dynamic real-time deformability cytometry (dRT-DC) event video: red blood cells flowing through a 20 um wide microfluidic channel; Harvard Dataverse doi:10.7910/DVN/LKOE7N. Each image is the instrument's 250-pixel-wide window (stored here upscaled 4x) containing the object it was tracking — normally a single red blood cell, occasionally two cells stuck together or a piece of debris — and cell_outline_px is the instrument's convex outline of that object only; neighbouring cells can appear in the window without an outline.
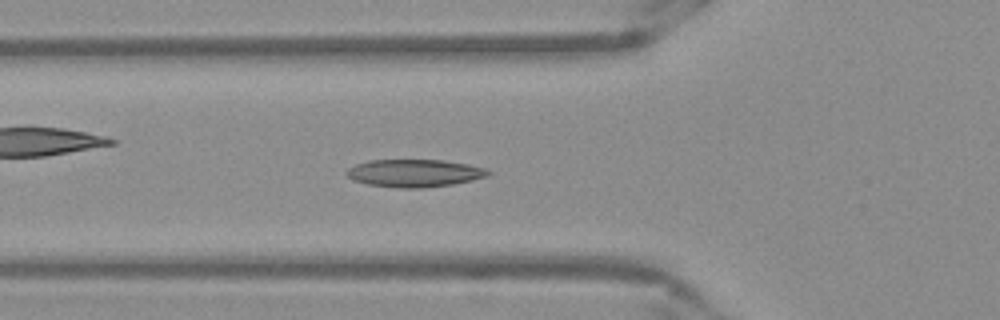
{"species": "Egyptian fruit bat (a non-hibernating species)", "species_latin": "Rousettus aegyptiacus", "temperature_condition": "warm", "stored_images_in_passage": 53, "camera_frame_rate_fps": 3000, "um_per_image_px": 0.085, "frame": {"image": 1, "passage_image": 18, "time_ms": 5.667, "image_size_px": [1000, 320], "cell_outline_px": [[492, 172], [488, 176], [472, 180], [452, 184], [424, 188], [396, 188], [368, 184], [352, 180], [344, 172], [348, 168], [356, 164], [368, 160], [440, 160], [468, 164], [484, 168]], "centroid_in_image_um": [35.2, 14.72], "position_along_channel_um": 90.6, "area_um2": 22.83}}
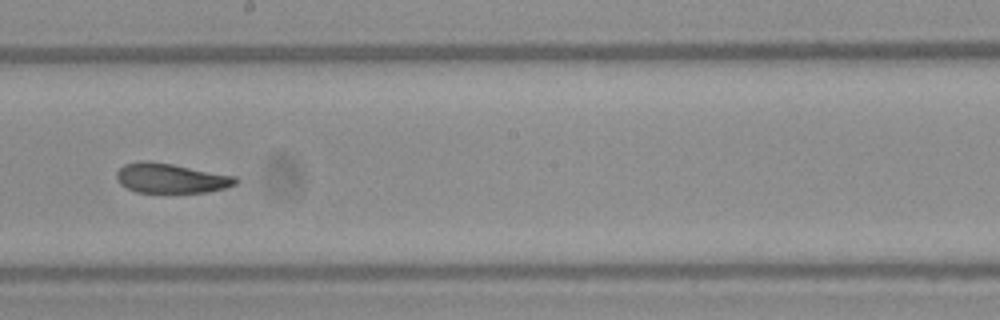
{"frame": {"image": 2, "passage_image": 29, "time_ms": 9.333, "image_size_px": [1000, 320], "cell_outline_px": [[240, 180], [236, 184], [224, 188], [204, 192], [136, 192], [120, 184], [116, 176], [116, 172], [124, 164], [172, 164], [236, 176]], "centroid_in_image_um": [14.6, 15.19], "position_along_channel_um": 233.6, "area_um2": 19.77}}
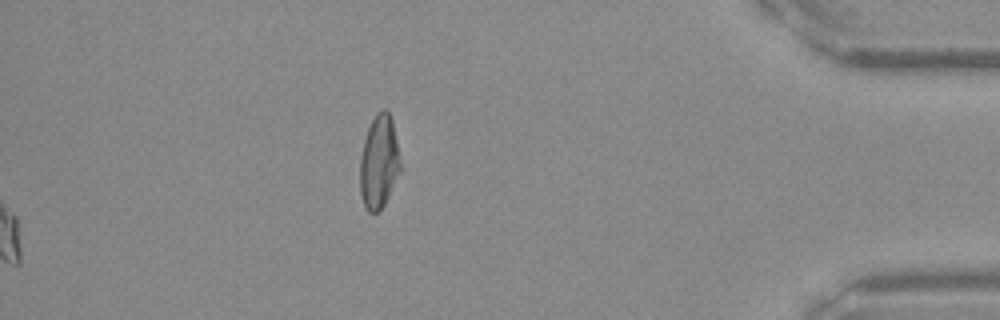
{"frame": {"image": 3, "passage_image": 53, "time_ms": 17.333, "image_size_px": [1000, 320], "cell_outline_px": [[404, 168], [384, 204], [376, 212], [368, 212], [364, 204], [360, 192], [360, 160], [364, 140], [368, 128], [376, 112], [384, 108], [388, 112], [392, 120]], "centroid_in_image_um": [32.26, 13.76], "position_along_channel_um": 402.9, "area_um2": 22.37}, "authors_computed_cell_mechanics": {"area_um2": 22.0218, "velocity_mm_per_s": 3.8879, "shape_relaxation_time_tau1_ms": 4.893, "shape_relaxation_time_tau2_ms": 1.4098, "deformation_change_tau1": 0.1364, "deformation_change_tau2": 0.0619}}